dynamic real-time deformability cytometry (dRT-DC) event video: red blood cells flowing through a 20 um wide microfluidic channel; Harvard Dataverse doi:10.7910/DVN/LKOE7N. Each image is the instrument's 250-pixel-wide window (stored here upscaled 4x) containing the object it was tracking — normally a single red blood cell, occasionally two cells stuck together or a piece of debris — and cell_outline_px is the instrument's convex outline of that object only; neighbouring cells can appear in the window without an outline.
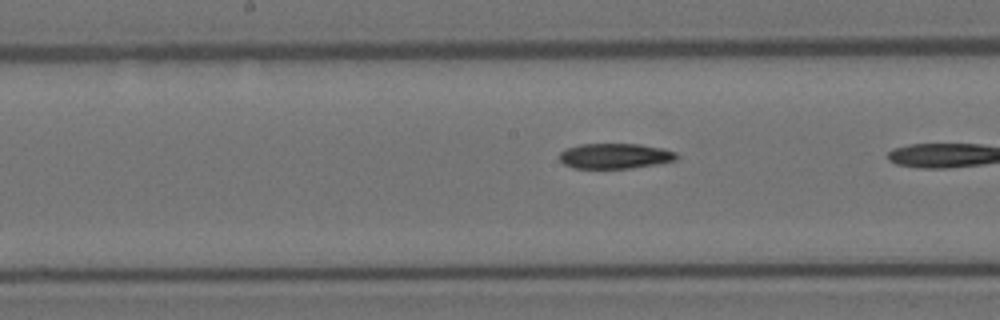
{"species": "Egyptian fruit bat (a non-hibernating species)", "species_latin": "Rousettus aegyptiacus", "temperature_condition": "room temperature", "stored_images_in_passage": 8, "camera_frame_rate_fps": 3000, "um_per_image_px": 0.085, "animal": {"sex": "female"}, "frame": {"image": 1, "passage_image": 7, "time_ms": 2.0, "image_size_px": [1000, 320], "cell_outline_px": [[680, 156], [676, 160], [656, 164], [632, 168], [572, 168], [564, 164], [560, 160], [560, 152], [564, 148], [580, 144], [640, 144], [664, 148], [676, 152]], "centroid_in_image_um": [52.29, 13.25], "position_along_channel_um": 195.9, "area_um2": 17.46}}